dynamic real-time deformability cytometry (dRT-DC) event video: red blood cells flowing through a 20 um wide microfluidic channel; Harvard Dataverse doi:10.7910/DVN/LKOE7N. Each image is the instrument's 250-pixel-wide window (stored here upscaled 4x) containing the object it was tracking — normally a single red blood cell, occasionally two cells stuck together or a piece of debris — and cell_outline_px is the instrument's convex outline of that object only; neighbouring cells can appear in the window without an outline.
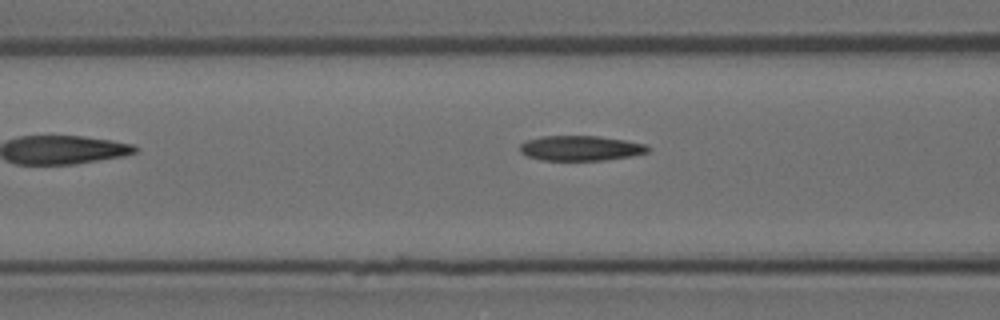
{"species": "Egyptian fruit bat (a non-hibernating species)", "species_latin": "Rousettus aegyptiacus", "temperature_condition": "room temperature", "stored_images_in_passage": 5, "camera_frame_rate_fps": 3000, "um_per_image_px": 0.085, "animal": {"sex": "female"}, "frame": {"image": 1, "passage_image": 3, "time_ms": 0.667, "image_size_px": [1000, 320], "cell_outline_px": [[648, 152], [632, 156], [604, 160], [540, 160], [528, 156], [520, 152], [520, 144], [528, 140], [540, 136], [600, 136], [624, 140], [644, 144], [648, 148]], "centroid_in_image_um": [49.33, 12.59], "position_along_channel_um": 117.3, "area_um2": 18.55}}
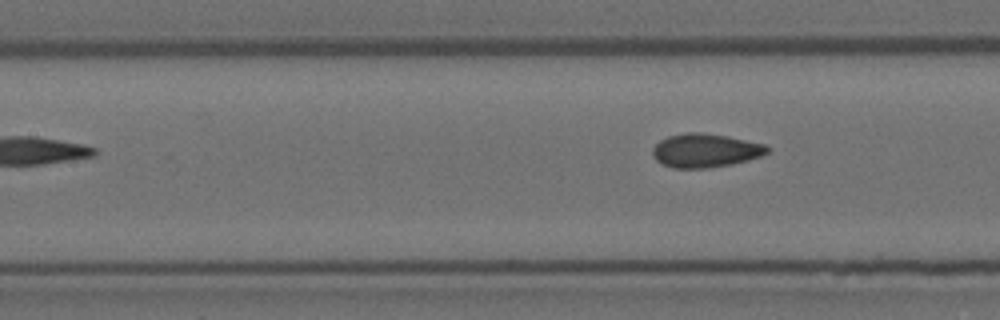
{"frame": {"image": 2, "passage_image": 5, "time_ms": 1.333, "image_size_px": [1000, 320], "cell_outline_px": [[768, 152], [760, 156], [748, 160], [732, 164], [708, 168], [672, 168], [656, 160], [652, 156], [652, 148], [660, 140], [668, 136], [684, 132], [704, 132], [728, 136], [764, 144], [768, 148]], "centroid_in_image_um": [59.92, 12.78], "position_along_channel_um": 147.5, "area_um2": 22.6}}